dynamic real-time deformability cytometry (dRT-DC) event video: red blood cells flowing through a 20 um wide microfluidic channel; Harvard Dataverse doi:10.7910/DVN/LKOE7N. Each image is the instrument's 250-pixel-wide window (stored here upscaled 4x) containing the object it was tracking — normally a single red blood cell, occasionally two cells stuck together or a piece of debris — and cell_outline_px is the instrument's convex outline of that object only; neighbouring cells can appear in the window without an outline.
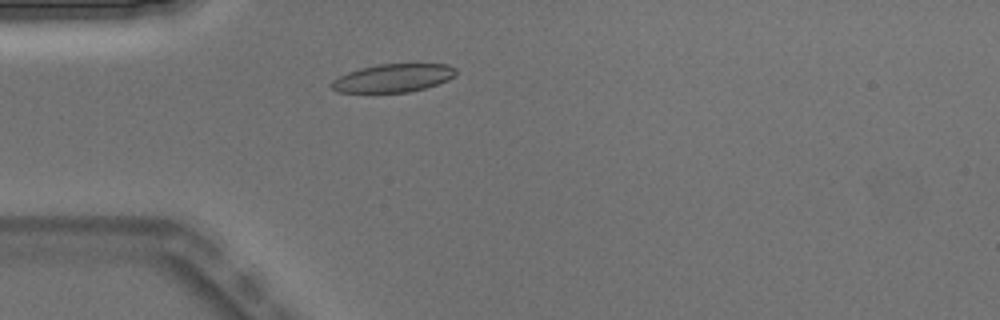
{"species": "Egyptian fruit bat (a non-hibernating species)", "species_latin": "Rousettus aegyptiacus", "temperature_condition": "warm", "stored_images_in_passage": 2, "camera_frame_rate_fps": 3000, "um_per_image_px": 0.085, "animal": {"sex": "male"}, "frame": {"image": 1, "passage_image": 2, "time_ms": 0.333, "image_size_px": [1000, 320], "cell_outline_px": [[456, 76], [448, 80], [424, 88], [408, 92], [340, 92], [332, 88], [332, 80], [348, 72], [360, 68], [380, 64], [448, 64], [456, 68]], "centroid_in_image_um": [33.45, 6.62], "position_along_channel_um": 51.5, "area_um2": 20.23}}